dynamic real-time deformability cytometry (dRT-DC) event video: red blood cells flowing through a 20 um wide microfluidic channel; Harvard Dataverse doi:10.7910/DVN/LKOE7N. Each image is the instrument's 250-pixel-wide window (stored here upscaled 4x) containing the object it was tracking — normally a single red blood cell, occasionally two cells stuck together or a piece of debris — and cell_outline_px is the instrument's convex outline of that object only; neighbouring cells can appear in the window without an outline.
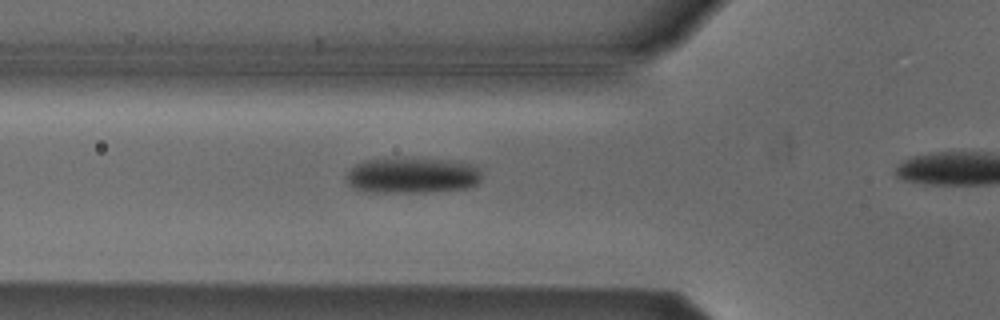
{"species": "Egyptian fruit bat (a non-hibernating species)", "species_latin": "Rousettus aegyptiacus", "temperature_condition": "cold", "stored_images_in_passage": 35, "camera_frame_rate_fps": 3000, "um_per_image_px": 0.085, "animal": {"sex": "male"}, "frame": {"image": 1, "passage_image": 10, "time_ms": 3.0, "image_size_px": [1000, 320], "cell_outline_px": [[480, 180], [476, 184], [468, 188], [428, 192], [360, 192], [352, 188], [348, 184], [344, 176], [356, 164], [364, 160], [464, 160], [476, 168], [480, 172]], "centroid_in_image_um": [35.01, 14.95], "position_along_channel_um": 90.8, "area_um2": 27.98}}
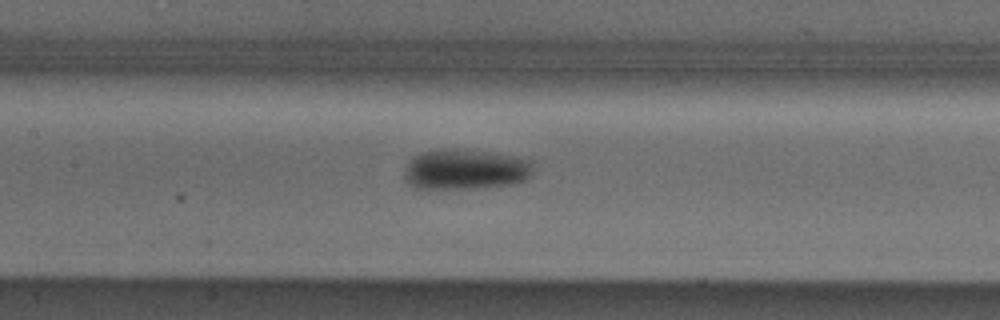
{"frame": {"image": 2, "passage_image": 16, "time_ms": 5.0, "image_size_px": [1000, 320], "cell_outline_px": [[532, 176], [516, 184], [472, 188], [416, 188], [408, 184], [404, 176], [404, 168], [408, 160], [412, 156], [420, 152], [436, 148], [464, 148], [532, 160]], "centroid_in_image_um": [39.5, 14.38], "position_along_channel_um": 167.9, "area_um2": 30.81}}
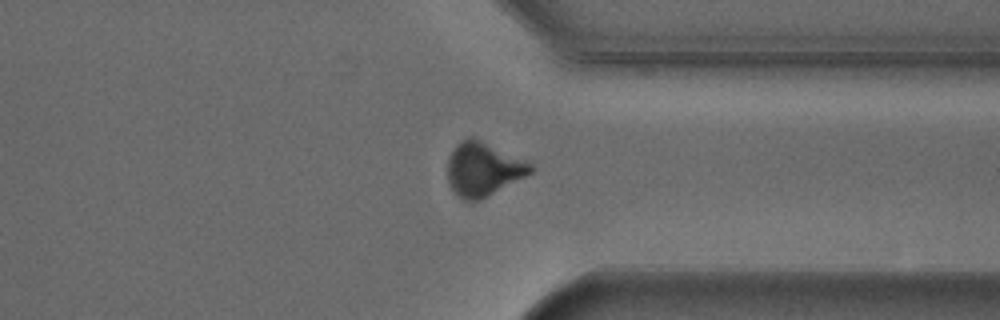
{"frame": {"image": 3, "passage_image": 32, "time_ms": 10.333, "image_size_px": [1000, 320], "cell_outline_px": [[532, 172], [480, 200], [464, 200], [456, 196], [448, 180], [448, 160], [456, 144], [468, 136], [472, 136], [524, 160], [532, 164]], "centroid_in_image_um": [41.03, 14.37], "position_along_channel_um": 370.4, "area_um2": 25.49}}